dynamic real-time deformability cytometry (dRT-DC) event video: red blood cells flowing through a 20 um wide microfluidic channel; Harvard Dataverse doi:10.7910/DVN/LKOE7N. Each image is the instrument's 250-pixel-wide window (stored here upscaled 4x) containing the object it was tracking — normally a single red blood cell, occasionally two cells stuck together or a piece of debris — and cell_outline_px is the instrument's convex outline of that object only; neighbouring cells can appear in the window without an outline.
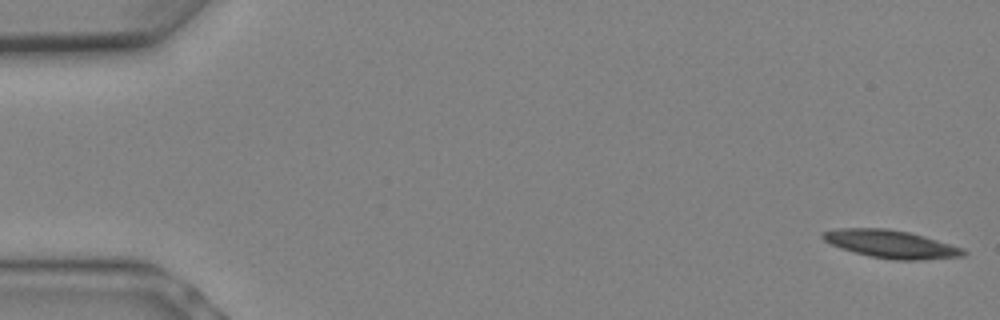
{"species": "Egyptian fruit bat (a non-hibernating species)", "species_latin": "Rousettus aegyptiacus", "temperature_condition": "warm", "stored_images_in_passage": 7, "camera_frame_rate_fps": 3000, "um_per_image_px": 0.085, "animal": {"sex": "female"}, "frame": {"image": 1, "passage_image": 1, "time_ms": 0.0, "image_size_px": [1000, 320], "cell_outline_px": [[968, 252], [964, 256], [916, 260], [896, 260], [872, 256], [840, 248], [824, 240], [820, 236], [820, 232], [836, 228], [888, 228], [908, 232], [924, 236], [964, 248]], "centroid_in_image_um": [75.73, 20.73], "position_along_channel_um": 9.3, "area_um2": 22.77}}
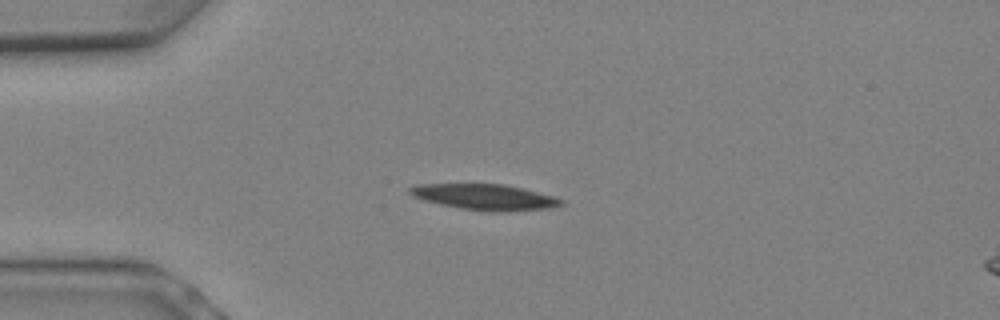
{"frame": {"image": 2, "passage_image": 6, "time_ms": 1.667, "image_size_px": [1000, 320], "cell_outline_px": [[564, 204], [544, 208], [504, 212], [492, 212], [460, 208], [440, 204], [424, 200], [412, 196], [408, 192], [408, 188], [416, 184], [504, 184], [552, 196], [564, 200]], "centroid_in_image_um": [41.14, 16.74], "position_along_channel_um": 43.9, "area_um2": 22.48}}